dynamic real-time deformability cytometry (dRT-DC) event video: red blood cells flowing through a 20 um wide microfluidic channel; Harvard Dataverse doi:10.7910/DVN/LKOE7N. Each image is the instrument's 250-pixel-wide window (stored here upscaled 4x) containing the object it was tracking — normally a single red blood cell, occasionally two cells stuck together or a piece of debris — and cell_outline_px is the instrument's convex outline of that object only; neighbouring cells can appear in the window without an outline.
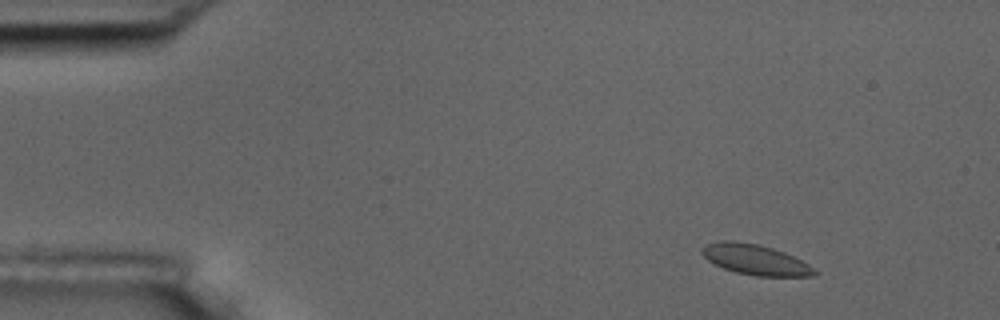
{"species": "common noctule bat (a hibernating species)", "species_latin": "Nyctalus noctula", "temperature_condition": "room temperature", "stored_images_in_passage": 49, "camera_frame_rate_fps": 3000, "um_per_image_px": 0.085, "animal": {"sex": "male", "body_mass_g": 17.5, "forearm_length_mm": 52.3}, "frame": {"image": 1, "passage_image": 1, "time_ms": 0.0, "image_size_px": [1000, 320], "cell_outline_px": [[820, 272], [816, 276], [756, 276], [736, 272], [724, 268], [708, 260], [700, 252], [700, 248], [704, 244], [720, 240], [736, 240], [756, 244], [772, 248], [784, 252], [808, 264]], "centroid_in_image_um": [64.18, 22.06], "position_along_channel_um": 20.8, "area_um2": 20.0}}
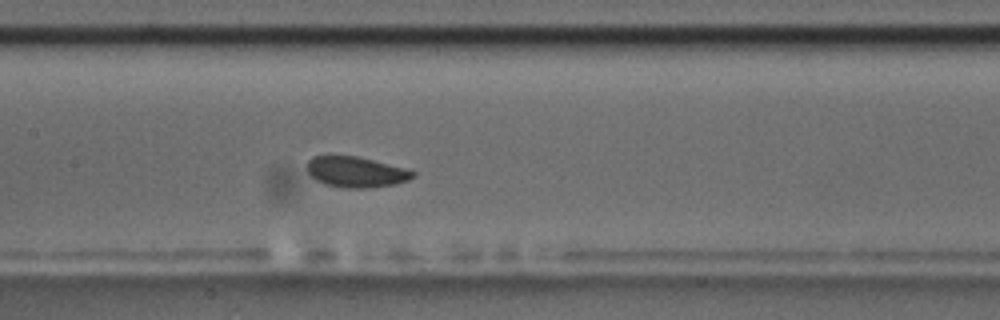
{"frame": {"image": 2, "passage_image": 21, "time_ms": 6.667, "image_size_px": [1000, 320], "cell_outline_px": [[416, 176], [408, 180], [396, 184], [364, 188], [344, 188], [324, 184], [316, 180], [308, 172], [308, 160], [312, 156], [356, 156], [408, 168], [416, 172]], "centroid_in_image_um": [30.3, 14.62], "position_along_channel_um": 177.1, "area_um2": 18.96}}
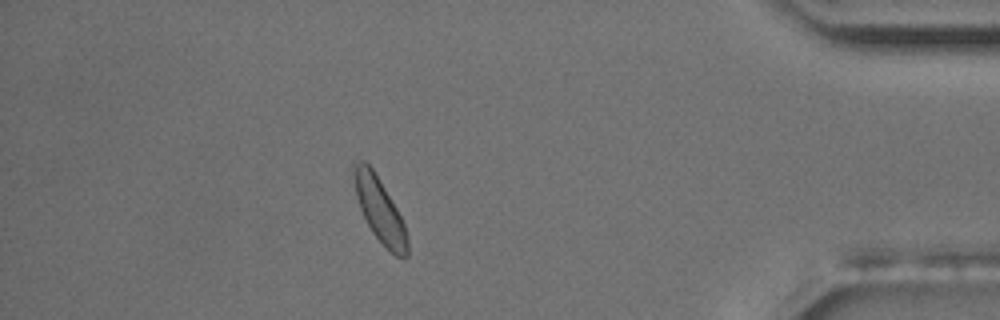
{"frame": {"image": 3, "passage_image": 43, "time_ms": 14.0, "image_size_px": [1000, 320], "cell_outline_px": [[408, 256], [404, 260], [396, 256], [372, 232], [360, 208], [356, 196], [352, 176], [352, 160], [364, 160], [372, 168], [396, 208], [404, 224], [408, 240]], "centroid_in_image_um": [32.24, 17.8], "position_along_channel_um": 403.0, "area_um2": 19.83}, "authors_computed_cell_mechanics": {"area_um2": 19.5364, "velocity_mm_per_s": 3.6623, "shape_relaxation_time_tau1_ms": 10.3132, "shape_relaxation_time_tau2_ms": null, "deformation_change_tau1": 0.1716, "deformation_change_tau2": null}}